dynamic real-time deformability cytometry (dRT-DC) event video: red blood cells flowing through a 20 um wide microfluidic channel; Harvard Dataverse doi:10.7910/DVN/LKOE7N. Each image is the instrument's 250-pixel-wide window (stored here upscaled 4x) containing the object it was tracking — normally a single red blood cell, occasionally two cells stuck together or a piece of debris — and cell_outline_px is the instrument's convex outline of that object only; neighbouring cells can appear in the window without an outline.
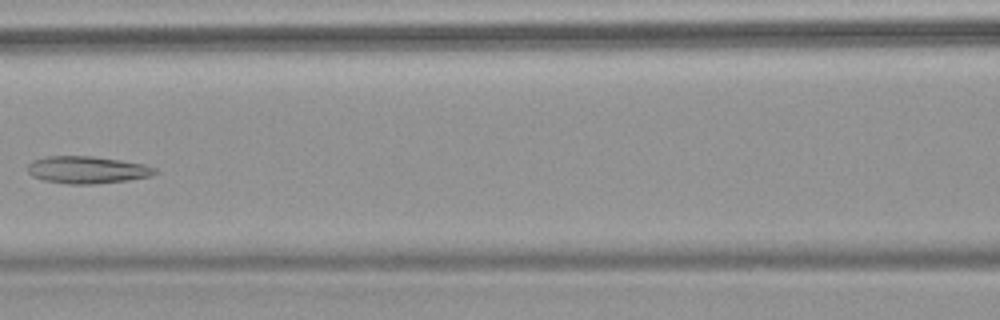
{"species": "common noctule bat (a hibernating species)", "species_latin": "Nyctalus noctula", "temperature_condition": "warm", "stored_images_in_passage": 7, "camera_frame_rate_fps": 3000, "um_per_image_px": 0.085, "animal": {"sex": "female", "body_mass_g": 18.4}, "frame": {"image": 1, "passage_image": 7, "time_ms": 7.0, "image_size_px": [1000, 320], "cell_outline_px": [[160, 172], [152, 176], [128, 180], [92, 184], [68, 184], [44, 180], [32, 176], [28, 172], [28, 164], [32, 160], [48, 156], [92, 156], [120, 160], [144, 164], [156, 168]], "centroid_in_image_um": [7.44, 14.43], "position_along_channel_um": 159.2, "area_um2": 20.29}}